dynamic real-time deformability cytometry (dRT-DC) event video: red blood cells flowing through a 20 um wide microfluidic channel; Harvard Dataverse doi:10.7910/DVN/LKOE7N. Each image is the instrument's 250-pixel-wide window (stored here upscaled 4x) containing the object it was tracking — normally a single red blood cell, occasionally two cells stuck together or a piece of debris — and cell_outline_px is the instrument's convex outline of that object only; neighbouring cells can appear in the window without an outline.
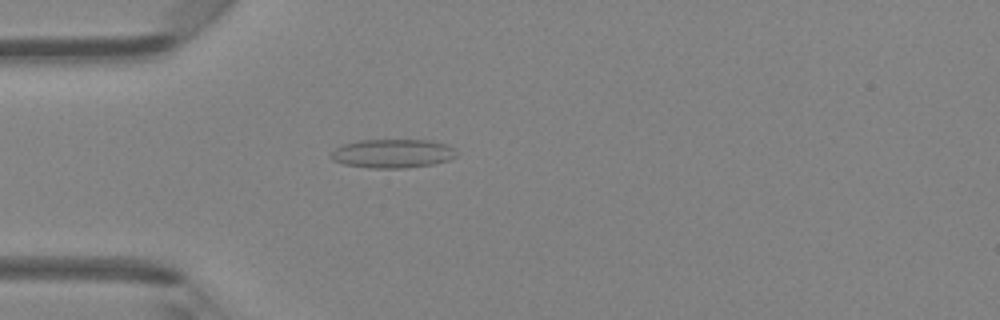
{"species": "Egyptian fruit bat (a non-hibernating species)", "species_latin": "Rousettus aegyptiacus", "temperature_condition": "room temperature", "stored_images_in_passage": 48, "camera_frame_rate_fps": 3000, "um_per_image_px": 0.085, "animal": {"sex": "female"}, "frame": {"image": 1, "passage_image": 14, "time_ms": 4.333, "image_size_px": [1000, 320], "cell_outline_px": [[456, 156], [448, 160], [432, 164], [404, 168], [372, 168], [344, 164], [332, 160], [332, 152], [336, 148], [344, 144], [360, 140], [432, 140], [448, 144], [456, 152]], "centroid_in_image_um": [33.39, 13.04], "position_along_channel_um": 51.6, "area_um2": 20.92}}
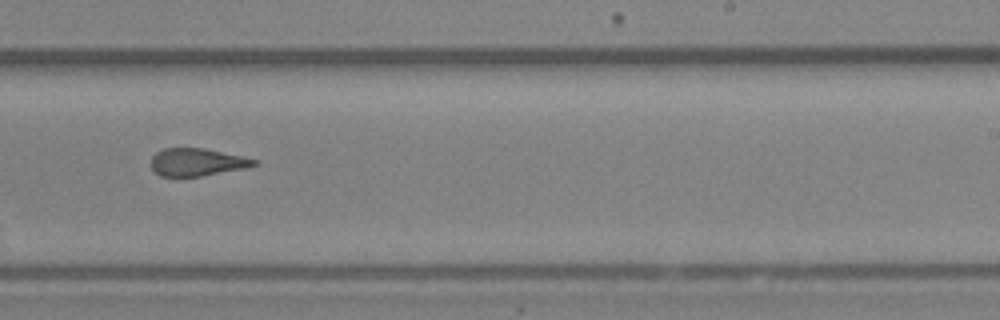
{"frame": {"image": 2, "passage_image": 30, "time_ms": 9.667, "image_size_px": [1000, 320], "cell_outline_px": [[260, 164], [244, 168], [200, 176], [160, 176], [152, 168], [152, 156], [156, 152], [164, 148], [204, 148], [244, 156], [256, 160]], "centroid_in_image_um": [16.76, 13.77], "position_along_channel_um": 272.2, "area_um2": 16.47}}
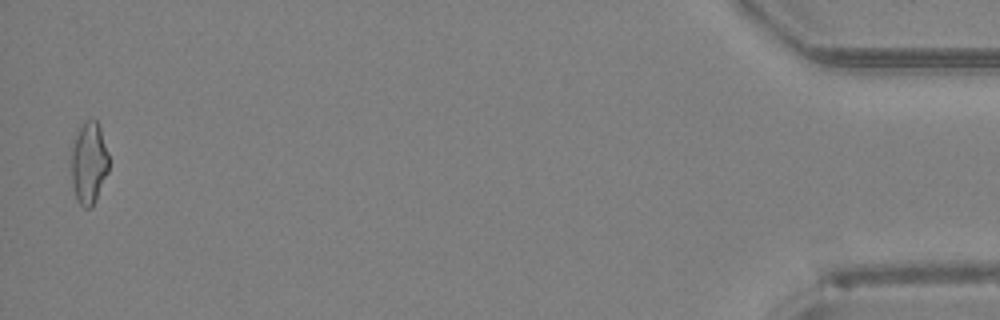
{"frame": {"image": 3, "passage_image": 47, "time_ms": 15.333, "image_size_px": [1000, 320], "cell_outline_px": [[108, 172], [96, 200], [92, 208], [84, 208], [76, 200], [72, 184], [72, 148], [76, 136], [84, 120], [92, 116], [96, 120], [100, 128], [108, 152]], "centroid_in_image_um": [7.56, 13.86], "position_along_channel_um": 427.6, "area_um2": 17.98}, "authors_computed_cell_mechanics": {"area_um2": 18.0914, "velocity_mm_per_s": 4.3359, "shape_relaxation_time_tau1_ms": null, "shape_relaxation_time_tau2_ms": 1.3127, "deformation_change_tau1": null, "deformation_change_tau2": 0.1029}}